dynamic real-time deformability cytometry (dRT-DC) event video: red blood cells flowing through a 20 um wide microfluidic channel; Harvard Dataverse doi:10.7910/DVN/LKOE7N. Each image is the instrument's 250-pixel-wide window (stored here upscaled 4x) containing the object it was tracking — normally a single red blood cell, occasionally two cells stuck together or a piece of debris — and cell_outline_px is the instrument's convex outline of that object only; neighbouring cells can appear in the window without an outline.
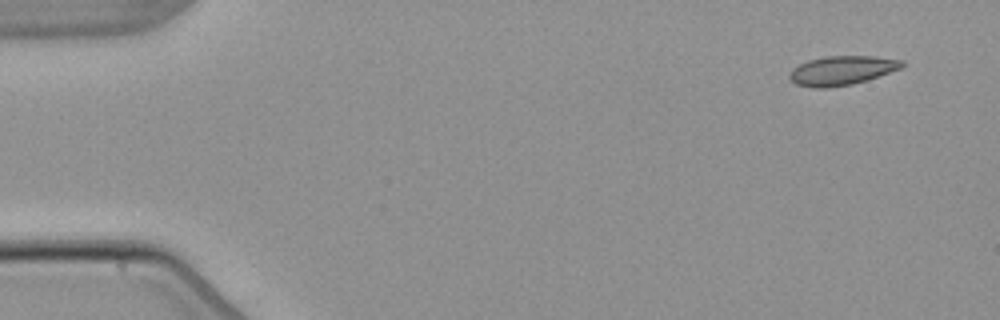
{"species": "common noctule bat (a hibernating species)", "species_latin": "Nyctalus noctula", "temperature_condition": "warm", "stored_images_in_passage": 5, "segment_of_instrument_passage": [1, 2], "camera_frame_rate_fps": 3000, "um_per_image_px": 0.085, "animal": {"sex": "male", "body_mass_g": 21.5, "forearm_length_mm": 52.0}, "frame": {"image": 1, "passage_image": 1, "time_ms": 0.0, "image_size_px": [1000, 320], "cell_outline_px": [[904, 64], [900, 68], [852, 84], [824, 88], [816, 88], [796, 84], [788, 76], [792, 68], [808, 60], [824, 56], [876, 56], [904, 60]], "centroid_in_image_um": [71.52, 5.97], "position_along_channel_um": 13.5, "area_um2": 18.84}}
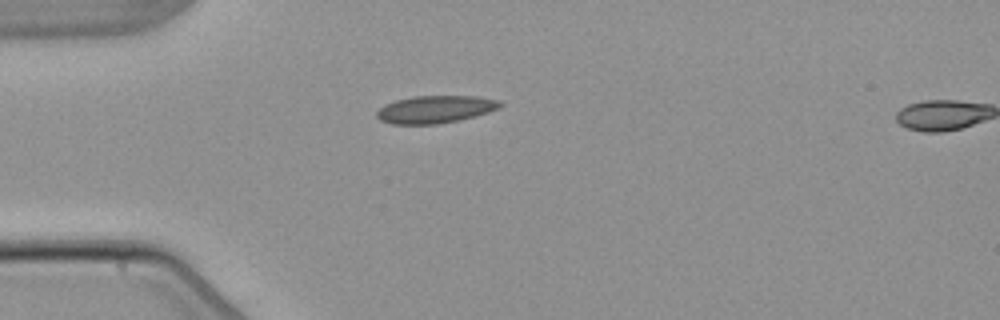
{"frame": {"image": 2, "passage_image": 4, "time_ms": 3.667, "image_size_px": [1000, 320], "cell_outline_px": [[504, 104], [500, 108], [476, 116], [436, 124], [392, 124], [380, 120], [376, 116], [376, 112], [384, 104], [396, 100], [412, 96], [476, 96], [500, 100]], "centroid_in_image_um": [37.0, 9.28], "position_along_channel_um": 48.0, "area_um2": 19.83}}